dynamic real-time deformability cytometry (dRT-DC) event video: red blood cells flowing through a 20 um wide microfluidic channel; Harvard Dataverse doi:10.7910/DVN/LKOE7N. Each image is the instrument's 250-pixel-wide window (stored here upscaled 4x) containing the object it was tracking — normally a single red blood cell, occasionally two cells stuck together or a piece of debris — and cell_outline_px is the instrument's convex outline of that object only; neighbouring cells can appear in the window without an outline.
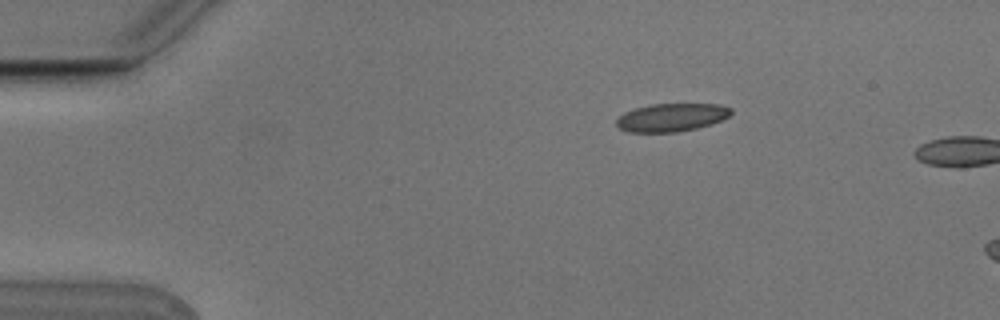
{"species": "Egyptian fruit bat (a non-hibernating species)", "species_latin": "Rousettus aegyptiacus", "temperature_condition": "cold", "stored_images_in_passage": 2, "camera_frame_rate_fps": 3000, "um_per_image_px": 0.085, "animal": {"sex": "male"}, "frame": {"image": 1, "passage_image": 1, "time_ms": 0.0, "image_size_px": [1000, 320], "cell_outline_px": [[732, 112], [728, 116], [712, 124], [696, 128], [676, 132], [628, 132], [620, 128], [616, 124], [616, 120], [624, 112], [648, 104], [720, 104], [732, 108]], "centroid_in_image_um": [57.08, 9.97], "position_along_channel_um": 27.9, "area_um2": 18.73}}